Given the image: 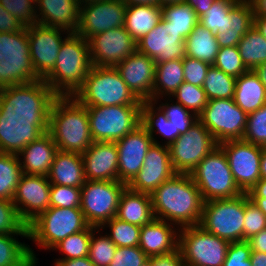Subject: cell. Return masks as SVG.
I'll return each instance as SVG.
<instances>
[{
    "mask_svg": "<svg viewBox=\"0 0 266 266\" xmlns=\"http://www.w3.org/2000/svg\"><path fill=\"white\" fill-rule=\"evenodd\" d=\"M70 33L40 23L25 27L20 43L5 58L6 83L18 104L53 70Z\"/></svg>",
    "mask_w": 266,
    "mask_h": 266,
    "instance_id": "cell-1",
    "label": "cell"
},
{
    "mask_svg": "<svg viewBox=\"0 0 266 266\" xmlns=\"http://www.w3.org/2000/svg\"><path fill=\"white\" fill-rule=\"evenodd\" d=\"M25 107L51 134L58 151L83 154L93 143L86 106L70 97H25Z\"/></svg>",
    "mask_w": 266,
    "mask_h": 266,
    "instance_id": "cell-2",
    "label": "cell"
},
{
    "mask_svg": "<svg viewBox=\"0 0 266 266\" xmlns=\"http://www.w3.org/2000/svg\"><path fill=\"white\" fill-rule=\"evenodd\" d=\"M5 139L16 151L24 174L48 176L58 149L51 134L25 107L18 104L8 114Z\"/></svg>",
    "mask_w": 266,
    "mask_h": 266,
    "instance_id": "cell-3",
    "label": "cell"
},
{
    "mask_svg": "<svg viewBox=\"0 0 266 266\" xmlns=\"http://www.w3.org/2000/svg\"><path fill=\"white\" fill-rule=\"evenodd\" d=\"M89 43L76 32L62 42L53 70L26 97H70L92 68Z\"/></svg>",
    "mask_w": 266,
    "mask_h": 266,
    "instance_id": "cell-4",
    "label": "cell"
},
{
    "mask_svg": "<svg viewBox=\"0 0 266 266\" xmlns=\"http://www.w3.org/2000/svg\"><path fill=\"white\" fill-rule=\"evenodd\" d=\"M150 196L156 219L179 229L200 224L204 200L190 174L176 173Z\"/></svg>",
    "mask_w": 266,
    "mask_h": 266,
    "instance_id": "cell-5",
    "label": "cell"
},
{
    "mask_svg": "<svg viewBox=\"0 0 266 266\" xmlns=\"http://www.w3.org/2000/svg\"><path fill=\"white\" fill-rule=\"evenodd\" d=\"M86 107L142 106L115 67L92 66L83 85L73 96Z\"/></svg>",
    "mask_w": 266,
    "mask_h": 266,
    "instance_id": "cell-6",
    "label": "cell"
},
{
    "mask_svg": "<svg viewBox=\"0 0 266 266\" xmlns=\"http://www.w3.org/2000/svg\"><path fill=\"white\" fill-rule=\"evenodd\" d=\"M88 226L80 208L49 207L28 224V239L51 251L66 237Z\"/></svg>",
    "mask_w": 266,
    "mask_h": 266,
    "instance_id": "cell-7",
    "label": "cell"
},
{
    "mask_svg": "<svg viewBox=\"0 0 266 266\" xmlns=\"http://www.w3.org/2000/svg\"><path fill=\"white\" fill-rule=\"evenodd\" d=\"M204 202L234 198L243 192L237 186L223 149L218 145L190 173Z\"/></svg>",
    "mask_w": 266,
    "mask_h": 266,
    "instance_id": "cell-8",
    "label": "cell"
},
{
    "mask_svg": "<svg viewBox=\"0 0 266 266\" xmlns=\"http://www.w3.org/2000/svg\"><path fill=\"white\" fill-rule=\"evenodd\" d=\"M245 193L204 202L199 226L228 242L244 241Z\"/></svg>",
    "mask_w": 266,
    "mask_h": 266,
    "instance_id": "cell-9",
    "label": "cell"
},
{
    "mask_svg": "<svg viewBox=\"0 0 266 266\" xmlns=\"http://www.w3.org/2000/svg\"><path fill=\"white\" fill-rule=\"evenodd\" d=\"M93 142H115L141 125L142 106L86 107Z\"/></svg>",
    "mask_w": 266,
    "mask_h": 266,
    "instance_id": "cell-10",
    "label": "cell"
},
{
    "mask_svg": "<svg viewBox=\"0 0 266 266\" xmlns=\"http://www.w3.org/2000/svg\"><path fill=\"white\" fill-rule=\"evenodd\" d=\"M229 245L199 225L179 229L178 248L185 266H223Z\"/></svg>",
    "mask_w": 266,
    "mask_h": 266,
    "instance_id": "cell-11",
    "label": "cell"
},
{
    "mask_svg": "<svg viewBox=\"0 0 266 266\" xmlns=\"http://www.w3.org/2000/svg\"><path fill=\"white\" fill-rule=\"evenodd\" d=\"M127 185L120 181H89L81 187L80 209L90 226L101 227L116 217L121 194Z\"/></svg>",
    "mask_w": 266,
    "mask_h": 266,
    "instance_id": "cell-12",
    "label": "cell"
},
{
    "mask_svg": "<svg viewBox=\"0 0 266 266\" xmlns=\"http://www.w3.org/2000/svg\"><path fill=\"white\" fill-rule=\"evenodd\" d=\"M198 120L209 130L219 144L242 139L247 114L232 99H212L207 102Z\"/></svg>",
    "mask_w": 266,
    "mask_h": 266,
    "instance_id": "cell-13",
    "label": "cell"
},
{
    "mask_svg": "<svg viewBox=\"0 0 266 266\" xmlns=\"http://www.w3.org/2000/svg\"><path fill=\"white\" fill-rule=\"evenodd\" d=\"M216 146L218 143L212 134L197 120L185 134L168 146L174 171L190 174Z\"/></svg>",
    "mask_w": 266,
    "mask_h": 266,
    "instance_id": "cell-14",
    "label": "cell"
},
{
    "mask_svg": "<svg viewBox=\"0 0 266 266\" xmlns=\"http://www.w3.org/2000/svg\"><path fill=\"white\" fill-rule=\"evenodd\" d=\"M218 145L226 154L237 186L243 193H248L261 179L260 159L264 148L243 139L227 140Z\"/></svg>",
    "mask_w": 266,
    "mask_h": 266,
    "instance_id": "cell-15",
    "label": "cell"
},
{
    "mask_svg": "<svg viewBox=\"0 0 266 266\" xmlns=\"http://www.w3.org/2000/svg\"><path fill=\"white\" fill-rule=\"evenodd\" d=\"M127 5L123 0H103L80 5L76 33L87 41L94 35L124 27Z\"/></svg>",
    "mask_w": 266,
    "mask_h": 266,
    "instance_id": "cell-16",
    "label": "cell"
},
{
    "mask_svg": "<svg viewBox=\"0 0 266 266\" xmlns=\"http://www.w3.org/2000/svg\"><path fill=\"white\" fill-rule=\"evenodd\" d=\"M88 43L93 66L116 67L137 50V42L124 27L98 33Z\"/></svg>",
    "mask_w": 266,
    "mask_h": 266,
    "instance_id": "cell-17",
    "label": "cell"
},
{
    "mask_svg": "<svg viewBox=\"0 0 266 266\" xmlns=\"http://www.w3.org/2000/svg\"><path fill=\"white\" fill-rule=\"evenodd\" d=\"M50 188L48 177L22 174L12 201L27 225L49 208Z\"/></svg>",
    "mask_w": 266,
    "mask_h": 266,
    "instance_id": "cell-18",
    "label": "cell"
},
{
    "mask_svg": "<svg viewBox=\"0 0 266 266\" xmlns=\"http://www.w3.org/2000/svg\"><path fill=\"white\" fill-rule=\"evenodd\" d=\"M137 50L156 63L186 56L185 39L163 17L155 28L137 42Z\"/></svg>",
    "mask_w": 266,
    "mask_h": 266,
    "instance_id": "cell-19",
    "label": "cell"
},
{
    "mask_svg": "<svg viewBox=\"0 0 266 266\" xmlns=\"http://www.w3.org/2000/svg\"><path fill=\"white\" fill-rule=\"evenodd\" d=\"M175 174L168 146L153 143L147 151L143 166L127 186L131 190L151 195Z\"/></svg>",
    "mask_w": 266,
    "mask_h": 266,
    "instance_id": "cell-20",
    "label": "cell"
},
{
    "mask_svg": "<svg viewBox=\"0 0 266 266\" xmlns=\"http://www.w3.org/2000/svg\"><path fill=\"white\" fill-rule=\"evenodd\" d=\"M118 151V181L128 185L143 166L152 137L142 126L115 141Z\"/></svg>",
    "mask_w": 266,
    "mask_h": 266,
    "instance_id": "cell-21",
    "label": "cell"
},
{
    "mask_svg": "<svg viewBox=\"0 0 266 266\" xmlns=\"http://www.w3.org/2000/svg\"><path fill=\"white\" fill-rule=\"evenodd\" d=\"M156 61L136 50L115 68L141 101H153Z\"/></svg>",
    "mask_w": 266,
    "mask_h": 266,
    "instance_id": "cell-22",
    "label": "cell"
},
{
    "mask_svg": "<svg viewBox=\"0 0 266 266\" xmlns=\"http://www.w3.org/2000/svg\"><path fill=\"white\" fill-rule=\"evenodd\" d=\"M81 156L86 180L118 181V151L115 142H93Z\"/></svg>",
    "mask_w": 266,
    "mask_h": 266,
    "instance_id": "cell-23",
    "label": "cell"
},
{
    "mask_svg": "<svg viewBox=\"0 0 266 266\" xmlns=\"http://www.w3.org/2000/svg\"><path fill=\"white\" fill-rule=\"evenodd\" d=\"M178 244L179 228L172 223L154 218L141 227L138 246L149 258L172 253Z\"/></svg>",
    "mask_w": 266,
    "mask_h": 266,
    "instance_id": "cell-24",
    "label": "cell"
},
{
    "mask_svg": "<svg viewBox=\"0 0 266 266\" xmlns=\"http://www.w3.org/2000/svg\"><path fill=\"white\" fill-rule=\"evenodd\" d=\"M37 23L76 32L79 25L78 0H36Z\"/></svg>",
    "mask_w": 266,
    "mask_h": 266,
    "instance_id": "cell-25",
    "label": "cell"
},
{
    "mask_svg": "<svg viewBox=\"0 0 266 266\" xmlns=\"http://www.w3.org/2000/svg\"><path fill=\"white\" fill-rule=\"evenodd\" d=\"M254 8L251 0L237 2L226 16L223 33H218L220 48L238 46L243 35L253 27Z\"/></svg>",
    "mask_w": 266,
    "mask_h": 266,
    "instance_id": "cell-26",
    "label": "cell"
},
{
    "mask_svg": "<svg viewBox=\"0 0 266 266\" xmlns=\"http://www.w3.org/2000/svg\"><path fill=\"white\" fill-rule=\"evenodd\" d=\"M47 177L51 184L81 188L86 182L81 154L58 151Z\"/></svg>",
    "mask_w": 266,
    "mask_h": 266,
    "instance_id": "cell-27",
    "label": "cell"
},
{
    "mask_svg": "<svg viewBox=\"0 0 266 266\" xmlns=\"http://www.w3.org/2000/svg\"><path fill=\"white\" fill-rule=\"evenodd\" d=\"M116 217L140 227L149 224L155 218L150 194L131 190L127 186L121 194Z\"/></svg>",
    "mask_w": 266,
    "mask_h": 266,
    "instance_id": "cell-28",
    "label": "cell"
},
{
    "mask_svg": "<svg viewBox=\"0 0 266 266\" xmlns=\"http://www.w3.org/2000/svg\"><path fill=\"white\" fill-rule=\"evenodd\" d=\"M233 100L247 115L266 103V88L253 70L236 78Z\"/></svg>",
    "mask_w": 266,
    "mask_h": 266,
    "instance_id": "cell-29",
    "label": "cell"
},
{
    "mask_svg": "<svg viewBox=\"0 0 266 266\" xmlns=\"http://www.w3.org/2000/svg\"><path fill=\"white\" fill-rule=\"evenodd\" d=\"M18 235L28 239V225L19 234L0 235V266H36L38 264L39 259L34 249L14 237Z\"/></svg>",
    "mask_w": 266,
    "mask_h": 266,
    "instance_id": "cell-30",
    "label": "cell"
},
{
    "mask_svg": "<svg viewBox=\"0 0 266 266\" xmlns=\"http://www.w3.org/2000/svg\"><path fill=\"white\" fill-rule=\"evenodd\" d=\"M161 6L127 5L124 28L138 42L161 21Z\"/></svg>",
    "mask_w": 266,
    "mask_h": 266,
    "instance_id": "cell-31",
    "label": "cell"
},
{
    "mask_svg": "<svg viewBox=\"0 0 266 266\" xmlns=\"http://www.w3.org/2000/svg\"><path fill=\"white\" fill-rule=\"evenodd\" d=\"M22 174L19 157L5 139L0 144V199L13 200Z\"/></svg>",
    "mask_w": 266,
    "mask_h": 266,
    "instance_id": "cell-32",
    "label": "cell"
},
{
    "mask_svg": "<svg viewBox=\"0 0 266 266\" xmlns=\"http://www.w3.org/2000/svg\"><path fill=\"white\" fill-rule=\"evenodd\" d=\"M183 82V59L156 63L153 101L160 97H171Z\"/></svg>",
    "mask_w": 266,
    "mask_h": 266,
    "instance_id": "cell-33",
    "label": "cell"
},
{
    "mask_svg": "<svg viewBox=\"0 0 266 266\" xmlns=\"http://www.w3.org/2000/svg\"><path fill=\"white\" fill-rule=\"evenodd\" d=\"M186 56L213 65L219 51L217 36L198 23L185 39Z\"/></svg>",
    "mask_w": 266,
    "mask_h": 266,
    "instance_id": "cell-34",
    "label": "cell"
},
{
    "mask_svg": "<svg viewBox=\"0 0 266 266\" xmlns=\"http://www.w3.org/2000/svg\"><path fill=\"white\" fill-rule=\"evenodd\" d=\"M141 125L152 137L153 143L169 146L174 142V125L167 118L163 110L154 101H142ZM156 134L166 141L159 142Z\"/></svg>",
    "mask_w": 266,
    "mask_h": 266,
    "instance_id": "cell-35",
    "label": "cell"
},
{
    "mask_svg": "<svg viewBox=\"0 0 266 266\" xmlns=\"http://www.w3.org/2000/svg\"><path fill=\"white\" fill-rule=\"evenodd\" d=\"M237 48L248 70L266 62V39L254 26L243 35Z\"/></svg>",
    "mask_w": 266,
    "mask_h": 266,
    "instance_id": "cell-36",
    "label": "cell"
},
{
    "mask_svg": "<svg viewBox=\"0 0 266 266\" xmlns=\"http://www.w3.org/2000/svg\"><path fill=\"white\" fill-rule=\"evenodd\" d=\"M162 17L184 39L194 30L199 23L196 12L184 1L180 3L161 6Z\"/></svg>",
    "mask_w": 266,
    "mask_h": 266,
    "instance_id": "cell-37",
    "label": "cell"
},
{
    "mask_svg": "<svg viewBox=\"0 0 266 266\" xmlns=\"http://www.w3.org/2000/svg\"><path fill=\"white\" fill-rule=\"evenodd\" d=\"M236 86V78L211 65L207 71L203 90L209 100L232 99Z\"/></svg>",
    "mask_w": 266,
    "mask_h": 266,
    "instance_id": "cell-38",
    "label": "cell"
},
{
    "mask_svg": "<svg viewBox=\"0 0 266 266\" xmlns=\"http://www.w3.org/2000/svg\"><path fill=\"white\" fill-rule=\"evenodd\" d=\"M25 27L0 4V56L6 58L20 43Z\"/></svg>",
    "mask_w": 266,
    "mask_h": 266,
    "instance_id": "cell-39",
    "label": "cell"
},
{
    "mask_svg": "<svg viewBox=\"0 0 266 266\" xmlns=\"http://www.w3.org/2000/svg\"><path fill=\"white\" fill-rule=\"evenodd\" d=\"M166 98L164 99L163 97H160L154 100V102L158 105V101L160 99L159 103H161L158 106L163 110L166 115V118L174 125L175 141L180 135L185 134L189 130V128L194 124V122L198 120V117L178 102H174V99H172V97ZM161 99L165 100V102L163 103Z\"/></svg>",
    "mask_w": 266,
    "mask_h": 266,
    "instance_id": "cell-40",
    "label": "cell"
},
{
    "mask_svg": "<svg viewBox=\"0 0 266 266\" xmlns=\"http://www.w3.org/2000/svg\"><path fill=\"white\" fill-rule=\"evenodd\" d=\"M100 228L101 230L110 229V232L106 234L117 247H135L139 245L141 227L138 225L113 217Z\"/></svg>",
    "mask_w": 266,
    "mask_h": 266,
    "instance_id": "cell-41",
    "label": "cell"
},
{
    "mask_svg": "<svg viewBox=\"0 0 266 266\" xmlns=\"http://www.w3.org/2000/svg\"><path fill=\"white\" fill-rule=\"evenodd\" d=\"M94 226H88L85 230L74 233L66 237L59 244H57L53 249L64 255V257L54 260H69L74 258H82L89 255V245L91 232Z\"/></svg>",
    "mask_w": 266,
    "mask_h": 266,
    "instance_id": "cell-42",
    "label": "cell"
},
{
    "mask_svg": "<svg viewBox=\"0 0 266 266\" xmlns=\"http://www.w3.org/2000/svg\"><path fill=\"white\" fill-rule=\"evenodd\" d=\"M99 231L103 232L100 227H95L91 232L88 257L94 266H109L113 261L117 246L106 232L102 235Z\"/></svg>",
    "mask_w": 266,
    "mask_h": 266,
    "instance_id": "cell-43",
    "label": "cell"
},
{
    "mask_svg": "<svg viewBox=\"0 0 266 266\" xmlns=\"http://www.w3.org/2000/svg\"><path fill=\"white\" fill-rule=\"evenodd\" d=\"M171 97L197 117L202 113L208 102L203 87L188 82H183Z\"/></svg>",
    "mask_w": 266,
    "mask_h": 266,
    "instance_id": "cell-44",
    "label": "cell"
},
{
    "mask_svg": "<svg viewBox=\"0 0 266 266\" xmlns=\"http://www.w3.org/2000/svg\"><path fill=\"white\" fill-rule=\"evenodd\" d=\"M237 2L234 0H216L204 15L199 17V23L214 35L224 32L226 16Z\"/></svg>",
    "mask_w": 266,
    "mask_h": 266,
    "instance_id": "cell-45",
    "label": "cell"
},
{
    "mask_svg": "<svg viewBox=\"0 0 266 266\" xmlns=\"http://www.w3.org/2000/svg\"><path fill=\"white\" fill-rule=\"evenodd\" d=\"M244 141L266 148V103L247 115Z\"/></svg>",
    "mask_w": 266,
    "mask_h": 266,
    "instance_id": "cell-46",
    "label": "cell"
},
{
    "mask_svg": "<svg viewBox=\"0 0 266 266\" xmlns=\"http://www.w3.org/2000/svg\"><path fill=\"white\" fill-rule=\"evenodd\" d=\"M213 66L235 78L248 71L242 61L237 46L219 48Z\"/></svg>",
    "mask_w": 266,
    "mask_h": 266,
    "instance_id": "cell-47",
    "label": "cell"
},
{
    "mask_svg": "<svg viewBox=\"0 0 266 266\" xmlns=\"http://www.w3.org/2000/svg\"><path fill=\"white\" fill-rule=\"evenodd\" d=\"M26 226L13 201L0 199V235L19 234Z\"/></svg>",
    "mask_w": 266,
    "mask_h": 266,
    "instance_id": "cell-48",
    "label": "cell"
},
{
    "mask_svg": "<svg viewBox=\"0 0 266 266\" xmlns=\"http://www.w3.org/2000/svg\"><path fill=\"white\" fill-rule=\"evenodd\" d=\"M0 4L24 27L37 23L36 0H0Z\"/></svg>",
    "mask_w": 266,
    "mask_h": 266,
    "instance_id": "cell-49",
    "label": "cell"
},
{
    "mask_svg": "<svg viewBox=\"0 0 266 266\" xmlns=\"http://www.w3.org/2000/svg\"><path fill=\"white\" fill-rule=\"evenodd\" d=\"M81 188L51 184L49 207L80 208Z\"/></svg>",
    "mask_w": 266,
    "mask_h": 266,
    "instance_id": "cell-50",
    "label": "cell"
},
{
    "mask_svg": "<svg viewBox=\"0 0 266 266\" xmlns=\"http://www.w3.org/2000/svg\"><path fill=\"white\" fill-rule=\"evenodd\" d=\"M244 240L258 234L266 228V216L263 212L249 199L245 193V213H244Z\"/></svg>",
    "mask_w": 266,
    "mask_h": 266,
    "instance_id": "cell-51",
    "label": "cell"
},
{
    "mask_svg": "<svg viewBox=\"0 0 266 266\" xmlns=\"http://www.w3.org/2000/svg\"><path fill=\"white\" fill-rule=\"evenodd\" d=\"M210 66L201 60L185 56L183 58L184 82L202 87Z\"/></svg>",
    "mask_w": 266,
    "mask_h": 266,
    "instance_id": "cell-52",
    "label": "cell"
},
{
    "mask_svg": "<svg viewBox=\"0 0 266 266\" xmlns=\"http://www.w3.org/2000/svg\"><path fill=\"white\" fill-rule=\"evenodd\" d=\"M251 252L248 241L231 242L223 266H252Z\"/></svg>",
    "mask_w": 266,
    "mask_h": 266,
    "instance_id": "cell-53",
    "label": "cell"
},
{
    "mask_svg": "<svg viewBox=\"0 0 266 266\" xmlns=\"http://www.w3.org/2000/svg\"><path fill=\"white\" fill-rule=\"evenodd\" d=\"M148 258L139 246L117 247L109 266H141Z\"/></svg>",
    "mask_w": 266,
    "mask_h": 266,
    "instance_id": "cell-54",
    "label": "cell"
},
{
    "mask_svg": "<svg viewBox=\"0 0 266 266\" xmlns=\"http://www.w3.org/2000/svg\"><path fill=\"white\" fill-rule=\"evenodd\" d=\"M17 105L6 83L5 58L0 56V116L8 115Z\"/></svg>",
    "mask_w": 266,
    "mask_h": 266,
    "instance_id": "cell-55",
    "label": "cell"
},
{
    "mask_svg": "<svg viewBox=\"0 0 266 266\" xmlns=\"http://www.w3.org/2000/svg\"><path fill=\"white\" fill-rule=\"evenodd\" d=\"M153 266H185L182 254L178 248L176 251L152 257Z\"/></svg>",
    "mask_w": 266,
    "mask_h": 266,
    "instance_id": "cell-56",
    "label": "cell"
},
{
    "mask_svg": "<svg viewBox=\"0 0 266 266\" xmlns=\"http://www.w3.org/2000/svg\"><path fill=\"white\" fill-rule=\"evenodd\" d=\"M252 251L266 253V228L247 240Z\"/></svg>",
    "mask_w": 266,
    "mask_h": 266,
    "instance_id": "cell-57",
    "label": "cell"
},
{
    "mask_svg": "<svg viewBox=\"0 0 266 266\" xmlns=\"http://www.w3.org/2000/svg\"><path fill=\"white\" fill-rule=\"evenodd\" d=\"M216 0H185V2L201 17L210 9Z\"/></svg>",
    "mask_w": 266,
    "mask_h": 266,
    "instance_id": "cell-58",
    "label": "cell"
},
{
    "mask_svg": "<svg viewBox=\"0 0 266 266\" xmlns=\"http://www.w3.org/2000/svg\"><path fill=\"white\" fill-rule=\"evenodd\" d=\"M54 266H94L89 257L74 258L69 260H55Z\"/></svg>",
    "mask_w": 266,
    "mask_h": 266,
    "instance_id": "cell-59",
    "label": "cell"
},
{
    "mask_svg": "<svg viewBox=\"0 0 266 266\" xmlns=\"http://www.w3.org/2000/svg\"><path fill=\"white\" fill-rule=\"evenodd\" d=\"M247 194L248 196H266V179H260Z\"/></svg>",
    "mask_w": 266,
    "mask_h": 266,
    "instance_id": "cell-60",
    "label": "cell"
},
{
    "mask_svg": "<svg viewBox=\"0 0 266 266\" xmlns=\"http://www.w3.org/2000/svg\"><path fill=\"white\" fill-rule=\"evenodd\" d=\"M253 26L266 39V16H254Z\"/></svg>",
    "mask_w": 266,
    "mask_h": 266,
    "instance_id": "cell-61",
    "label": "cell"
},
{
    "mask_svg": "<svg viewBox=\"0 0 266 266\" xmlns=\"http://www.w3.org/2000/svg\"><path fill=\"white\" fill-rule=\"evenodd\" d=\"M250 261L252 266H266V253L252 251Z\"/></svg>",
    "mask_w": 266,
    "mask_h": 266,
    "instance_id": "cell-62",
    "label": "cell"
},
{
    "mask_svg": "<svg viewBox=\"0 0 266 266\" xmlns=\"http://www.w3.org/2000/svg\"><path fill=\"white\" fill-rule=\"evenodd\" d=\"M254 16H266V0H251Z\"/></svg>",
    "mask_w": 266,
    "mask_h": 266,
    "instance_id": "cell-63",
    "label": "cell"
},
{
    "mask_svg": "<svg viewBox=\"0 0 266 266\" xmlns=\"http://www.w3.org/2000/svg\"><path fill=\"white\" fill-rule=\"evenodd\" d=\"M249 199L263 212L266 216V196H249Z\"/></svg>",
    "mask_w": 266,
    "mask_h": 266,
    "instance_id": "cell-64",
    "label": "cell"
},
{
    "mask_svg": "<svg viewBox=\"0 0 266 266\" xmlns=\"http://www.w3.org/2000/svg\"><path fill=\"white\" fill-rule=\"evenodd\" d=\"M253 71L257 74L259 80L266 88V62L257 66Z\"/></svg>",
    "mask_w": 266,
    "mask_h": 266,
    "instance_id": "cell-65",
    "label": "cell"
},
{
    "mask_svg": "<svg viewBox=\"0 0 266 266\" xmlns=\"http://www.w3.org/2000/svg\"><path fill=\"white\" fill-rule=\"evenodd\" d=\"M126 5H156L159 6V0H123Z\"/></svg>",
    "mask_w": 266,
    "mask_h": 266,
    "instance_id": "cell-66",
    "label": "cell"
},
{
    "mask_svg": "<svg viewBox=\"0 0 266 266\" xmlns=\"http://www.w3.org/2000/svg\"><path fill=\"white\" fill-rule=\"evenodd\" d=\"M8 123V115L0 116V144L5 140V132Z\"/></svg>",
    "mask_w": 266,
    "mask_h": 266,
    "instance_id": "cell-67",
    "label": "cell"
},
{
    "mask_svg": "<svg viewBox=\"0 0 266 266\" xmlns=\"http://www.w3.org/2000/svg\"><path fill=\"white\" fill-rule=\"evenodd\" d=\"M260 177L261 179H266V148L262 150L260 159Z\"/></svg>",
    "mask_w": 266,
    "mask_h": 266,
    "instance_id": "cell-68",
    "label": "cell"
},
{
    "mask_svg": "<svg viewBox=\"0 0 266 266\" xmlns=\"http://www.w3.org/2000/svg\"><path fill=\"white\" fill-rule=\"evenodd\" d=\"M184 1L185 0H159V5L165 6V5L180 3V2H184Z\"/></svg>",
    "mask_w": 266,
    "mask_h": 266,
    "instance_id": "cell-69",
    "label": "cell"
},
{
    "mask_svg": "<svg viewBox=\"0 0 266 266\" xmlns=\"http://www.w3.org/2000/svg\"><path fill=\"white\" fill-rule=\"evenodd\" d=\"M98 1H103V0H78V3L81 5L83 3H93Z\"/></svg>",
    "mask_w": 266,
    "mask_h": 266,
    "instance_id": "cell-70",
    "label": "cell"
},
{
    "mask_svg": "<svg viewBox=\"0 0 266 266\" xmlns=\"http://www.w3.org/2000/svg\"><path fill=\"white\" fill-rule=\"evenodd\" d=\"M141 266H153L152 265V257L148 258L145 263H143Z\"/></svg>",
    "mask_w": 266,
    "mask_h": 266,
    "instance_id": "cell-71",
    "label": "cell"
},
{
    "mask_svg": "<svg viewBox=\"0 0 266 266\" xmlns=\"http://www.w3.org/2000/svg\"><path fill=\"white\" fill-rule=\"evenodd\" d=\"M234 1H236V2H240V1H248V0H234Z\"/></svg>",
    "mask_w": 266,
    "mask_h": 266,
    "instance_id": "cell-72",
    "label": "cell"
}]
</instances>
